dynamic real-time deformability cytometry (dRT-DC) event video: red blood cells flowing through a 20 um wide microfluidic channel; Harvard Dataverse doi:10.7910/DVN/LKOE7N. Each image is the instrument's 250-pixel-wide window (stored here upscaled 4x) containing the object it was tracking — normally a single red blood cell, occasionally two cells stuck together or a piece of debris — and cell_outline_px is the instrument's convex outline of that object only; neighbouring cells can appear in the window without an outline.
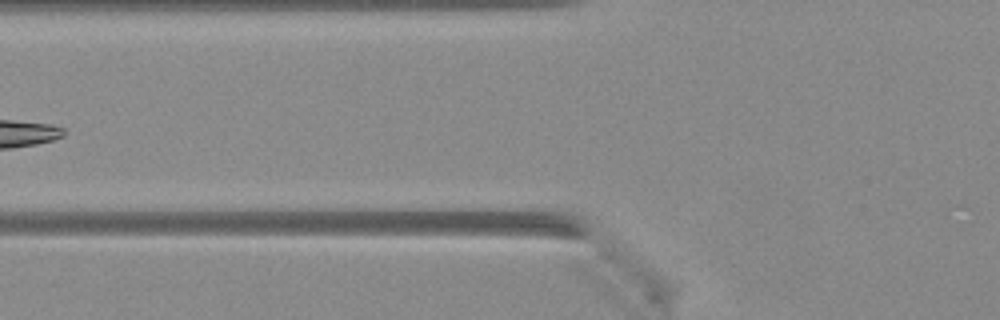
{"species": "Egyptian fruit bat (a non-hibernating species)", "species_latin": "Rousettus aegyptiacus", "temperature_condition": "warm", "stored_images_in_passage": 5, "camera_frame_rate_fps": 3000, "um_per_image_px": 0.085, "animal": {"sex": "female"}, "frame": {"image": 1, "passage_image": 4, "time_ms": 1.0, "image_size_px": [1000, 320], "cell_outline_px": [[588, 272], [452, 264], [436, 260], [452, 256], [544, 256], [584, 260]], "centroid_in_image_um": [44.25, 22.3], "position_along_channel_um": 81.5, "area_um2": 11.39}}